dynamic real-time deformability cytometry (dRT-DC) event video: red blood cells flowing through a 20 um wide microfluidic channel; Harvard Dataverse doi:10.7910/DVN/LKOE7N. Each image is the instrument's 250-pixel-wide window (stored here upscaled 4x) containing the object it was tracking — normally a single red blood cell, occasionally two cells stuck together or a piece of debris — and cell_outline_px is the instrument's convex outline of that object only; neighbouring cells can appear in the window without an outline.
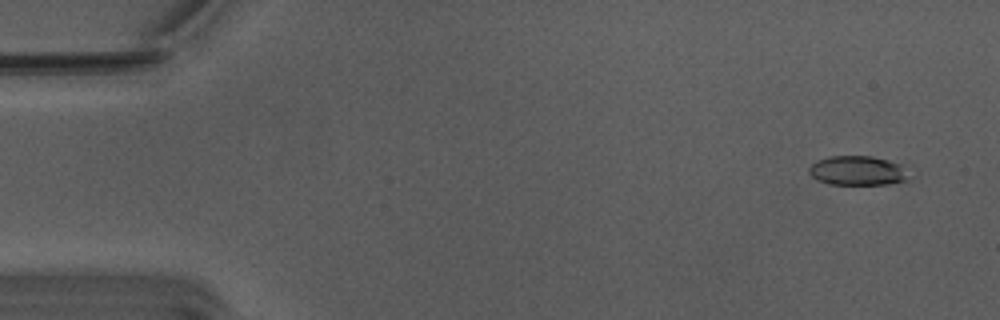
{"species": "Egyptian fruit bat (a non-hibernating species)", "species_latin": "Rousettus aegyptiacus", "temperature_condition": "warm", "stored_images_in_passage": 55, "camera_frame_rate_fps": 3000, "um_per_image_px": 0.085, "animal": {"sex": "male"}, "frame": {"image": 1, "passage_image": 3, "time_ms": 0.667, "image_size_px": [1000, 320], "cell_outline_px": [[912, 176], [908, 180], [888, 184], [828, 184], [812, 176], [808, 172], [808, 168], [812, 164], [820, 160], [832, 156], [872, 156], [888, 160], [900, 164]], "centroid_in_image_um": [72.95, 14.51], "position_along_channel_um": 12.1, "area_um2": 17.05}}
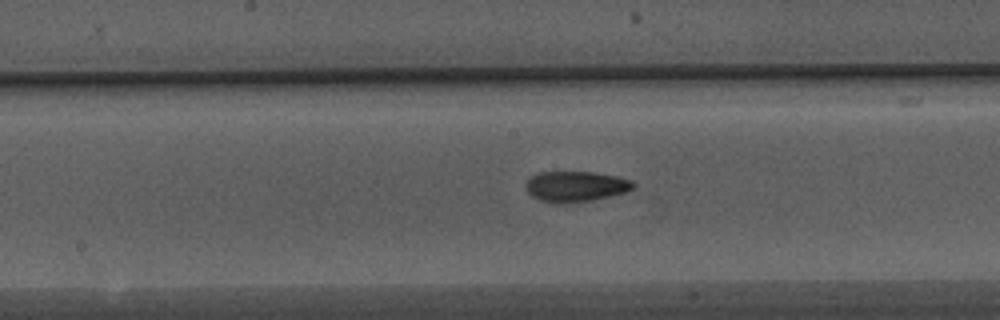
{"frame": {"image": 2, "passage_image": 28, "time_ms": 9.0, "image_size_px": [1000, 320], "cell_outline_px": [[636, 188], [624, 192], [592, 200], [568, 204], [556, 204], [540, 200], [532, 196], [528, 192], [528, 180], [532, 176], [540, 172], [592, 172], [616, 176], [632, 180], [636, 184]], "centroid_in_image_um": [48.97, 15.86], "position_along_channel_um": 199.2, "area_um2": 19.07}}
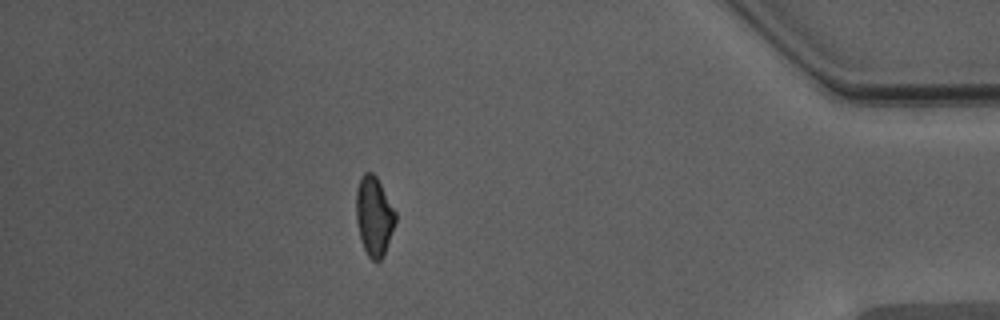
{"frame": {"image": 3, "passage_image": 48, "time_ms": 15.667, "image_size_px": [1000, 320], "cell_outline_px": [[396, 220], [384, 252], [380, 260], [376, 264], [368, 256], [360, 240], [356, 220], [356, 192], [360, 176], [364, 172], [372, 172], [376, 176], [396, 212]], "centroid_in_image_um": [31.77, 18.36], "position_along_channel_um": 403.4, "area_um2": 18.09}, "authors_computed_cell_mechanics": {"area_um2": 18.0914, "velocity_mm_per_s": 3.7751, "shape_relaxation_time_tau1_ms": 7.2846, "shape_relaxation_time_tau2_ms": 3.7345, "deformation_change_tau1": 0.1802, "deformation_change_tau2": 0.1071}}